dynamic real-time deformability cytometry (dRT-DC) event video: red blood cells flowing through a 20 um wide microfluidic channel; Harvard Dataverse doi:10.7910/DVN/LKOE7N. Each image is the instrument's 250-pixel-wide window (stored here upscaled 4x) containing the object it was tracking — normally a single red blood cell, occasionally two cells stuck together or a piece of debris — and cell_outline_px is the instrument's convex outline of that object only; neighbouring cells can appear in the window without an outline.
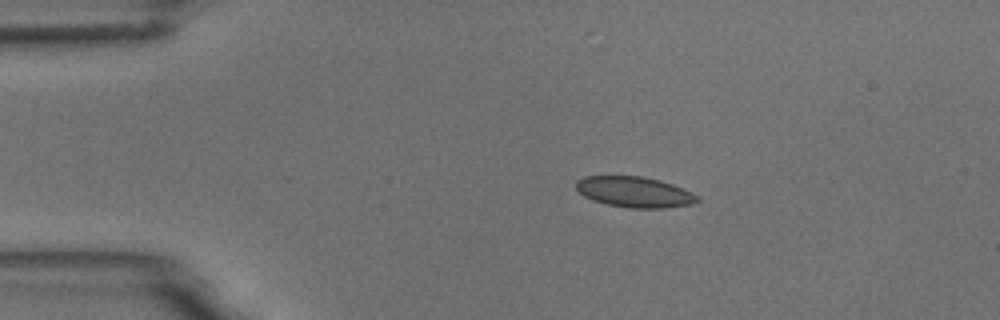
{"species": "common noctule bat (a hibernating species)", "species_latin": "Nyctalus noctula", "temperature_condition": "room temperature", "stored_images_in_passage": 4, "camera_frame_rate_fps": 3000, "um_per_image_px": 0.085, "animal": {"sex": "male", "body_mass_g": 18.8}, "frame": {"image": 1, "passage_image": 2, "time_ms": 1.333, "image_size_px": [1000, 320], "cell_outline_px": [[700, 200], [692, 204], [664, 208], [628, 208], [608, 204], [592, 200], [584, 196], [576, 188], [576, 180], [584, 176], [640, 176], [660, 180], [672, 184], [692, 192], [700, 196]], "centroid_in_image_um": [53.95, 16.32], "position_along_channel_um": 31.1, "area_um2": 21.73}}